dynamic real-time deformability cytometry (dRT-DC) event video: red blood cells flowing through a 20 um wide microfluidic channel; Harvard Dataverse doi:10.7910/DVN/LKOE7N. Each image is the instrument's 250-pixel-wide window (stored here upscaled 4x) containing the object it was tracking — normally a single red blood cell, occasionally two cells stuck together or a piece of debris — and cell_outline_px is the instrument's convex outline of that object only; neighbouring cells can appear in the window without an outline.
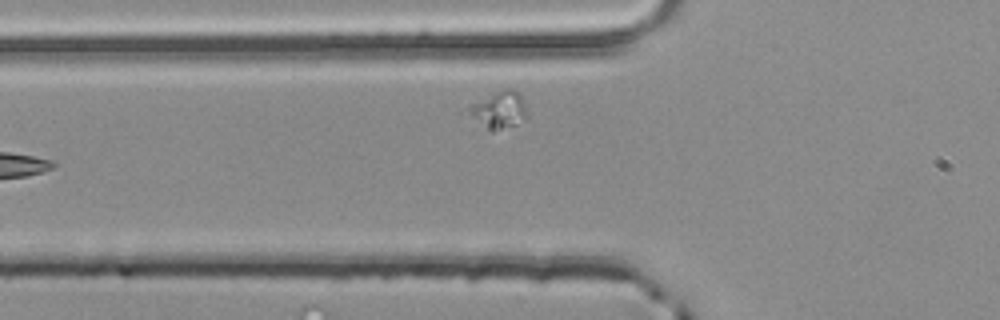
{"species": "common noctule bat (a hibernating species)", "species_latin": "Nyctalus noctula", "temperature_condition": "room temperature", "stored_images_in_passage": 5, "camera_frame_rate_fps": 3000, "um_per_image_px": 0.085, "animal": {"sex": "male", "body_mass_g": 20.4}, "frame": {"image": 1, "passage_image": 4, "time_ms": 1.0, "image_size_px": [1000, 320], "cell_outline_px": [[528, 116], [524, 120], [516, 124], [492, 132], [460, 116], [456, 112], [468, 104], [496, 92], [508, 88], [512, 88], [520, 92], [524, 100], [528, 112]], "centroid_in_image_um": [42.22, 9.37], "position_along_channel_um": 83.6, "area_um2": 14.05}}